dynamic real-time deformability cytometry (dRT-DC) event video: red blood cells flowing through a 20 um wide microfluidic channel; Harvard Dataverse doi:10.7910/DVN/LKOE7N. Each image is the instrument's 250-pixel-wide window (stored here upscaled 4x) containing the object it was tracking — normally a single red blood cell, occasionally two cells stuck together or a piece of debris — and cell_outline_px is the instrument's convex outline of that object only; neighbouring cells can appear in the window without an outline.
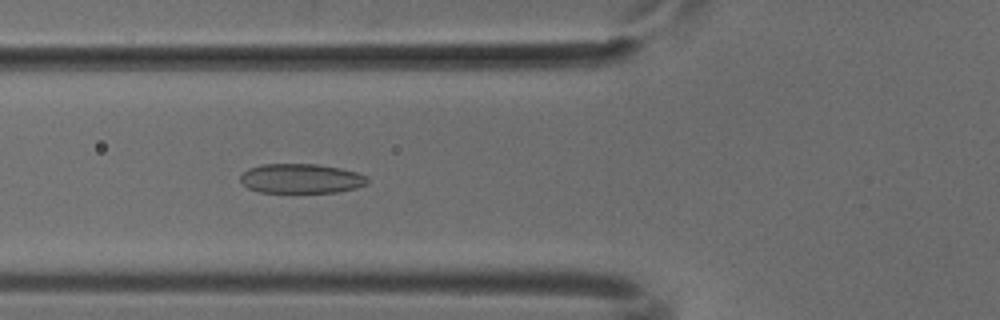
{"species": "common noctule bat (a hibernating species)", "species_latin": "Nyctalus noctula", "temperature_condition": "cold", "stored_images_in_passage": 51, "camera_frame_rate_fps": 3000, "um_per_image_px": 0.085, "animal": {"sex": "male", "body_mass_g": 18.8}, "frame": {"image": 1, "passage_image": 19, "time_ms": 6.0, "image_size_px": [1000, 320], "cell_outline_px": [[368, 184], [356, 188], [336, 192], [260, 192], [248, 188], [240, 180], [240, 176], [248, 168], [260, 164], [316, 164], [340, 168], [356, 172], [368, 176]], "centroid_in_image_um": [25.6, 15.17], "position_along_channel_um": 100.2, "area_um2": 21.91}}
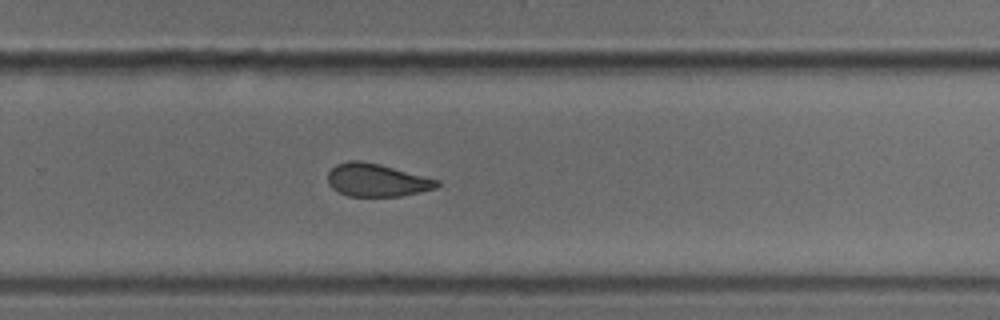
{"frame": {"image": 2, "passage_image": 34, "time_ms": 11.0, "image_size_px": [1000, 320], "cell_outline_px": [[440, 184], [436, 188], [420, 192], [400, 196], [348, 196], [332, 188], [328, 184], [328, 172], [336, 164], [348, 160], [360, 160], [380, 164], [440, 180]], "centroid_in_image_um": [32.02, 15.3], "position_along_channel_um": 297.8, "area_um2": 20.98}}
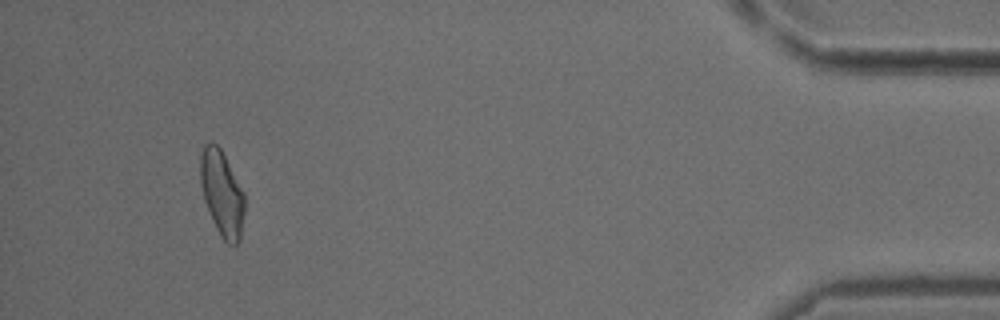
{"frame": {"image": 3, "passage_image": 48, "time_ms": 15.667, "image_size_px": [1000, 320], "cell_outline_px": [[244, 212], [240, 240], [236, 244], [228, 244], [220, 236], [212, 220], [204, 200], [200, 184], [200, 156], [204, 144], [212, 140], [220, 148], [244, 192]], "centroid_in_image_um": [18.85, 16.42], "position_along_channel_um": 416.4, "area_um2": 22.02}}